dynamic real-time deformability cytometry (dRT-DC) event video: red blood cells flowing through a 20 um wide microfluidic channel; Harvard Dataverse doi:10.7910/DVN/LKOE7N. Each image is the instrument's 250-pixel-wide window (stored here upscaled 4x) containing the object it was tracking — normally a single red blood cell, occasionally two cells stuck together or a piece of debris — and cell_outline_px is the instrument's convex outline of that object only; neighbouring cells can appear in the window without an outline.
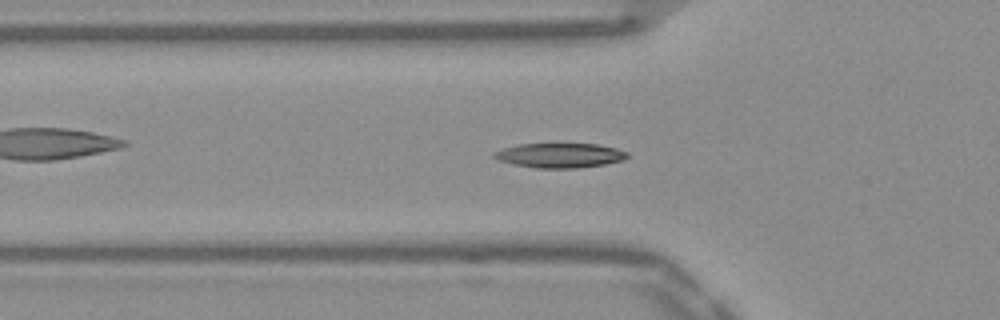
{"species": "Egyptian fruit bat (a non-hibernating species)", "species_latin": "Rousettus aegyptiacus", "temperature_condition": "warm", "stored_images_in_passage": 52, "camera_frame_rate_fps": 3000, "um_per_image_px": 0.085, "frame": {"image": 1, "passage_image": 17, "time_ms": 5.333, "image_size_px": [1000, 320], "cell_outline_px": [[628, 156], [624, 160], [604, 164], [576, 168], [536, 168], [512, 164], [500, 160], [492, 156], [492, 152], [504, 148], [520, 144], [596, 144], [616, 148], [628, 152]], "centroid_in_image_um": [47.58, 13.21], "position_along_channel_um": 78.2, "area_um2": 19.02}}
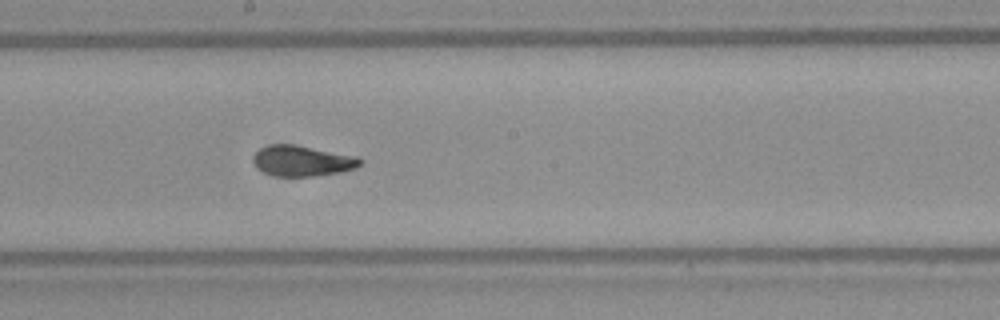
{"frame": {"image": 2, "passage_image": 28, "time_ms": 9.0, "image_size_px": [1000, 320], "cell_outline_px": [[364, 160], [356, 168], [316, 176], [276, 176], [264, 172], [252, 160], [252, 156], [260, 148], [272, 144], [292, 144], [360, 156]], "centroid_in_image_um": [25.73, 13.66], "position_along_channel_um": 222.5, "area_um2": 19.02}}
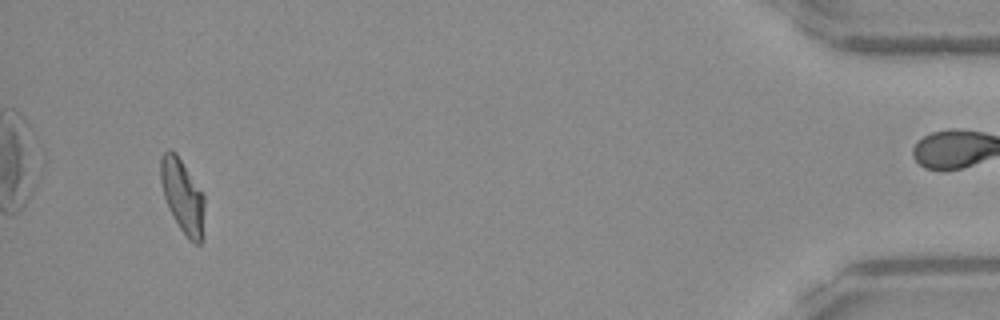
{"frame": {"image": 3, "passage_image": 49, "time_ms": 16.0, "image_size_px": [1000, 320], "cell_outline_px": [[204, 208], [200, 244], [196, 244], [188, 240], [180, 228], [168, 208], [164, 196], [160, 180], [160, 156], [168, 148], [176, 152], [204, 196]], "centroid_in_image_um": [15.48, 16.63], "position_along_channel_um": 419.7, "area_um2": 18.61}, "authors_computed_cell_mechanics": {"area_um2": 18.5827, "velocity_mm_per_s": 3.9032, "shape_relaxation_time_tau1_ms": 4.314, "shape_relaxation_time_tau2_ms": 2.6836, "deformation_change_tau1": 0.1779, "deformation_change_tau2": 0.0638}}